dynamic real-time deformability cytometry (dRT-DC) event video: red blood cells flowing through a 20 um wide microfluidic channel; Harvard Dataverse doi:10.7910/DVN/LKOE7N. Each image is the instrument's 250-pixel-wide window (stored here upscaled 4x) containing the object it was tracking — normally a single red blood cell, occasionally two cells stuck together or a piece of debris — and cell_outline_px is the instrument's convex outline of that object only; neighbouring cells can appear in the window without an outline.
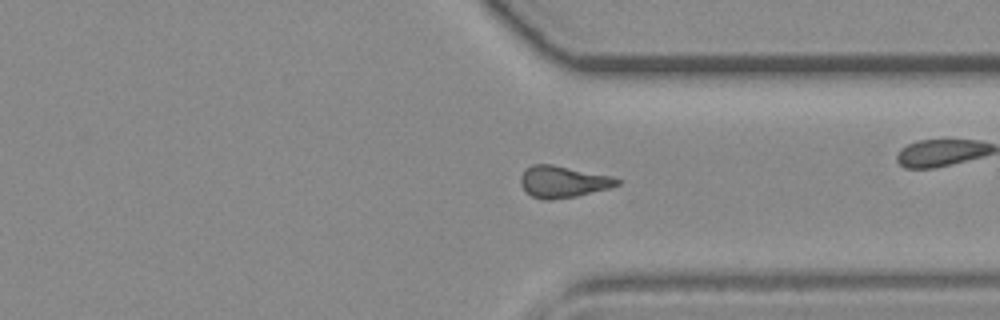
{"species": "common noctule bat (a hibernating species)", "species_latin": "Nyctalus noctula", "temperature_condition": "room temperature", "stored_images_in_passage": 44, "camera_frame_rate_fps": 3000, "um_per_image_px": 0.085, "animal": {"sex": "female", "body_mass_g": 19.3, "forearm_length_mm": 54.1}, "frame": {"image": 1, "passage_image": 32, "time_ms": 10.333, "image_size_px": [1000, 320], "cell_outline_px": [[620, 184], [612, 188], [576, 196], [552, 200], [544, 200], [532, 196], [520, 184], [520, 176], [532, 164], [552, 164], [612, 176], [620, 180]], "centroid_in_image_um": [47.88, 15.45], "position_along_channel_um": 363.5, "area_um2": 17.8}}